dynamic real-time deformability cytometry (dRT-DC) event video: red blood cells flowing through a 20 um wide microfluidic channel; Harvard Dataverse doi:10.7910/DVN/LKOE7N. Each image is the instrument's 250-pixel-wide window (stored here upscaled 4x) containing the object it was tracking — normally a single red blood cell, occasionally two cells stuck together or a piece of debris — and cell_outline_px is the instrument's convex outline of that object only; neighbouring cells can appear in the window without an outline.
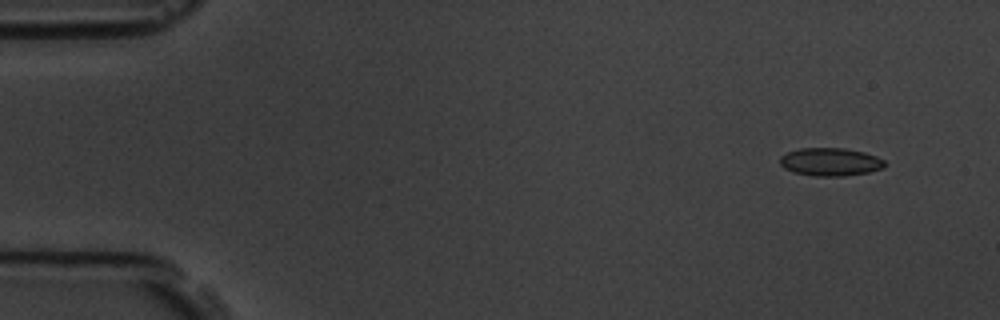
{"species": "common noctule bat (a hibernating species)", "species_latin": "Nyctalus noctula", "temperature_condition": "room temperature", "stored_images_in_passage": 5, "camera_frame_rate_fps": 3000, "um_per_image_px": 0.085, "animal": {"sex": "male", "body_mass_g": 19.5, "forearm_length_mm": 54.6}, "frame": {"image": 1, "passage_image": 2, "time_ms": 1.333, "image_size_px": [1000, 320], "cell_outline_px": [[884, 168], [868, 172], [844, 176], [816, 176], [792, 172], [784, 168], [780, 164], [780, 156], [788, 152], [800, 148], [844, 148], [864, 152], [876, 156], [884, 160]], "centroid_in_image_um": [70.56, 13.76], "position_along_channel_um": 14.4, "area_um2": 17.11}}
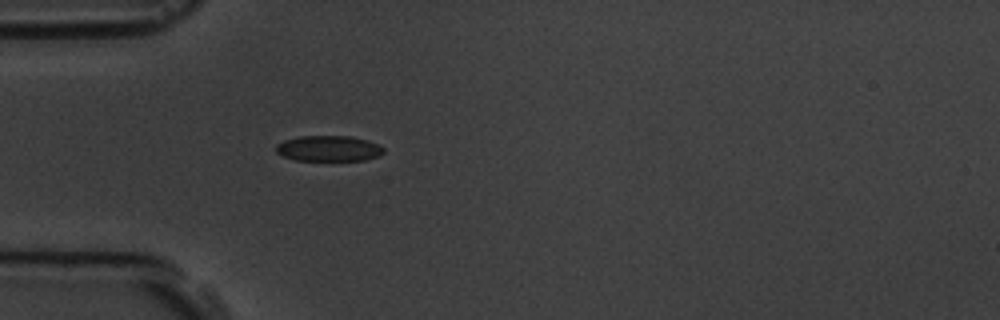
{"frame": {"image": 2, "passage_image": 5, "time_ms": 5.333, "image_size_px": [1000, 320], "cell_outline_px": [[384, 152], [380, 156], [364, 160], [296, 160], [284, 156], [276, 152], [276, 144], [284, 140], [300, 136], [348, 136], [364, 140], [376, 144], [384, 148]], "centroid_in_image_um": [27.92, 12.62], "position_along_channel_um": 57.1, "area_um2": 15.9}}